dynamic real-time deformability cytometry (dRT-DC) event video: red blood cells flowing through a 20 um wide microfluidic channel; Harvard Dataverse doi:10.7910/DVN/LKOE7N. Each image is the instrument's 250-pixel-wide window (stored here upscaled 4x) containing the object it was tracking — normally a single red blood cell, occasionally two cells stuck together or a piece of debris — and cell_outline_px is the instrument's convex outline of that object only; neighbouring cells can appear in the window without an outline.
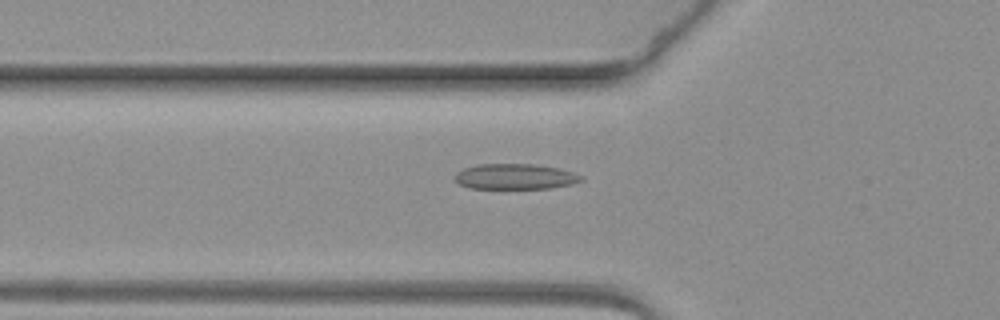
{"species": "common noctule bat (a hibernating species)", "species_latin": "Nyctalus noctula", "temperature_condition": "warm", "stored_images_in_passage": 62, "camera_frame_rate_fps": 3000, "um_per_image_px": 0.085, "animal": {"sex": "female", "body_mass_g": 19.3, "forearm_length_mm": 54.1}, "frame": {"image": 1, "passage_image": 22, "time_ms": 7.0, "image_size_px": [1000, 320], "cell_outline_px": [[584, 180], [572, 184], [552, 188], [468, 188], [460, 184], [456, 180], [456, 172], [464, 168], [476, 164], [532, 164], [560, 168], [584, 176]], "centroid_in_image_um": [43.82, 15.0], "position_along_channel_um": 82.0, "area_um2": 18.79}}
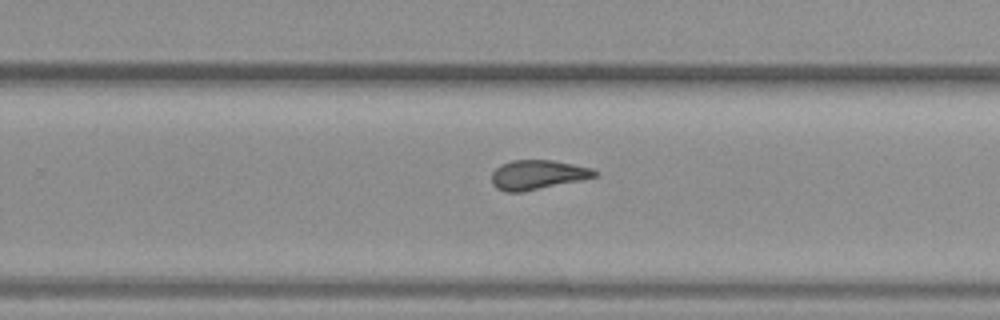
{"frame": {"image": 2, "passage_image": 40, "time_ms": 13.0, "image_size_px": [1000, 320], "cell_outline_px": [[600, 176], [524, 192], [504, 192], [496, 188], [492, 184], [492, 172], [500, 164], [512, 160], [552, 160], [592, 168], [600, 172]], "centroid_in_image_um": [45.71, 14.86], "position_along_channel_um": 284.1, "area_um2": 17.92}}
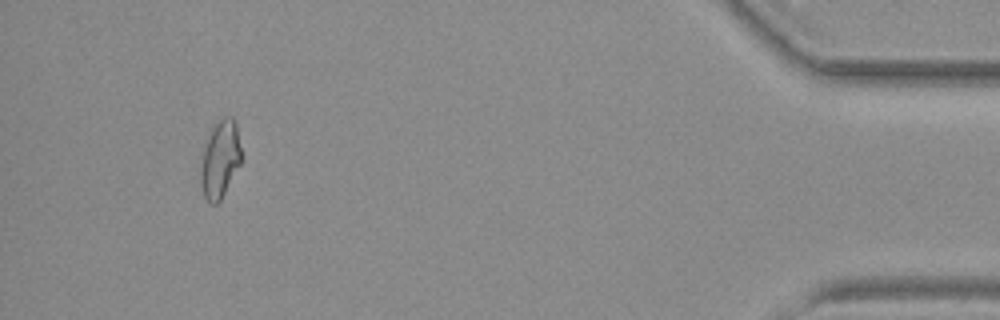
{"frame": {"image": 3, "passage_image": 58, "time_ms": 19.0, "image_size_px": [1000, 320], "cell_outline_px": [[240, 164], [220, 200], [216, 204], [208, 204], [204, 196], [200, 184], [200, 168], [204, 148], [212, 124], [224, 116], [232, 116], [236, 120], [240, 148]], "centroid_in_image_um": [18.68, 13.51], "position_along_channel_um": 416.5, "area_um2": 18.38}}